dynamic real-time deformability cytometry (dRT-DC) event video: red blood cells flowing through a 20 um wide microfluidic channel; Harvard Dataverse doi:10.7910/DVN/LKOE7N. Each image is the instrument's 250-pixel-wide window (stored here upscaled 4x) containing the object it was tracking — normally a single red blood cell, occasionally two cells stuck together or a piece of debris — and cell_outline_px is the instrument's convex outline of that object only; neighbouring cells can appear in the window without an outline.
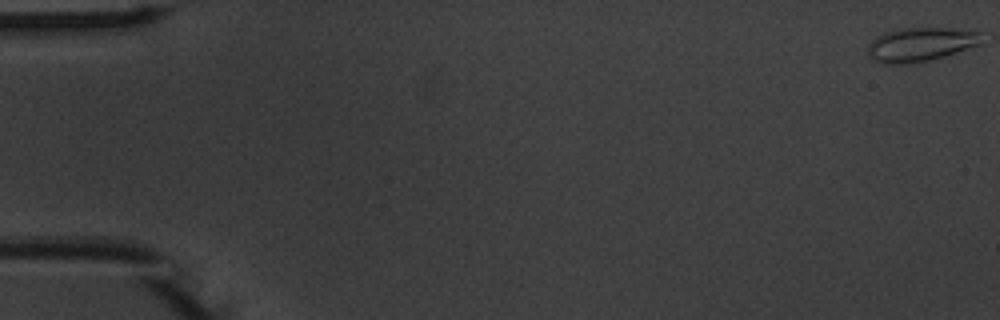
{"species": "common noctule bat (a hibernating species)", "species_latin": "Nyctalus noctula", "temperature_condition": "warm", "stored_images_in_passage": 55, "camera_frame_rate_fps": 3000, "um_per_image_px": 0.085, "animal": {"sex": "male", "body_mass_g": 20.1, "forearm_length_mm": 53.5}, "frame": {"image": 1, "passage_image": 1, "time_ms": 0.0, "image_size_px": [1000, 320], "cell_outline_px": [[980, 44], [944, 56], [928, 60], [908, 64], [880, 64], [872, 60], [868, 56], [868, 44], [876, 36], [884, 32], [904, 28], [952, 28], [980, 32]], "centroid_in_image_um": [78.17, 3.78], "position_along_channel_um": 6.8, "area_um2": 22.48}}
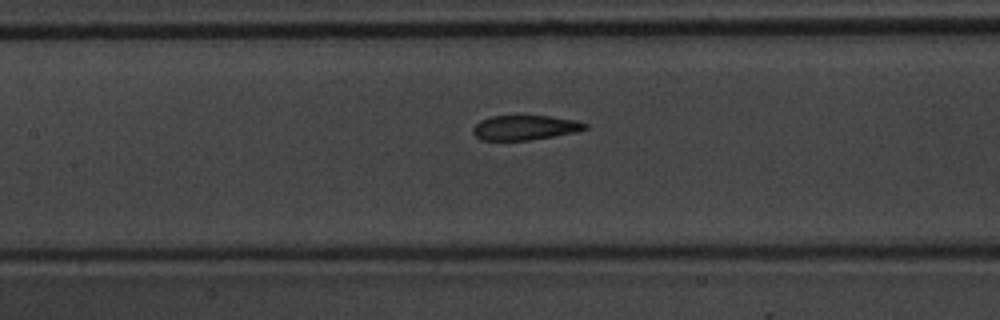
{"frame": {"image": 2, "passage_image": 26, "time_ms": 8.333, "image_size_px": [1000, 320], "cell_outline_px": [[588, 128], [576, 132], [528, 140], [480, 140], [472, 132], [472, 128], [480, 120], [492, 116], [516, 112], [548, 116], [576, 120], [588, 124]], "centroid_in_image_um": [44.58, 10.79], "position_along_channel_um": 162.8, "area_um2": 16.88}}
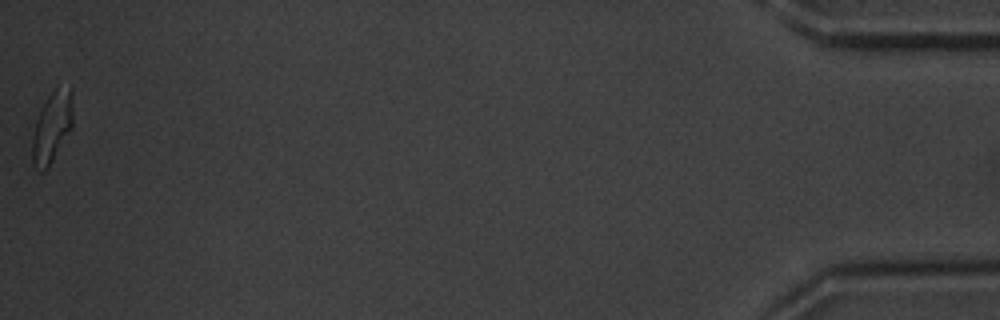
{"frame": {"image": 3, "passage_image": 55, "time_ms": 18.0, "image_size_px": [1000, 320], "cell_outline_px": [[72, 128], [48, 168], [44, 172], [40, 172], [32, 164], [32, 140], [36, 120], [48, 96], [56, 88], [72, 88]], "centroid_in_image_um": [4.41, 10.86], "position_along_channel_um": 430.8, "area_um2": 16.65}, "authors_computed_cell_mechanics": {"area_um2": 17.5712, "velocity_mm_per_s": 3.7496, "shape_relaxation_time_tau1_ms": 5.5784, "shape_relaxation_time_tau2_ms": 1.3682, "deformation_change_tau1": 0.1941, "deformation_change_tau2": 0.0852}}